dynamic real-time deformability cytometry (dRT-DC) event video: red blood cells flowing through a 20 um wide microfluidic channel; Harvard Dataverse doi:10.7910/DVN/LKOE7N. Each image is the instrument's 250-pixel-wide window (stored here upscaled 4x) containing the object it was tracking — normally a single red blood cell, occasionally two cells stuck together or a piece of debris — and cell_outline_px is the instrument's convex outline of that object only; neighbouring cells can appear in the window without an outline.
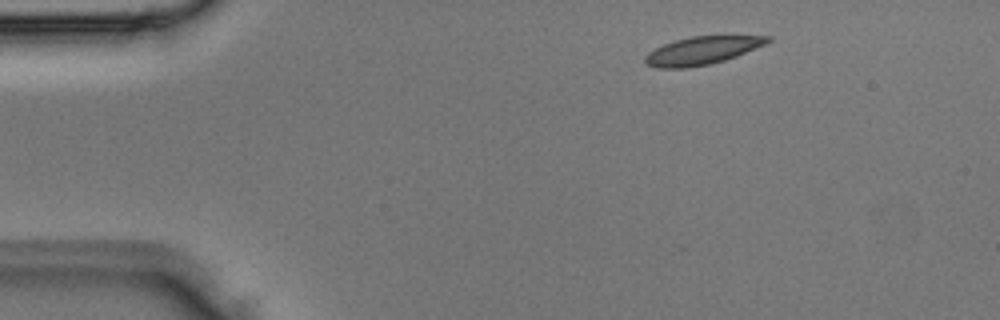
{"species": "Egyptian fruit bat (a non-hibernating species)", "species_latin": "Rousettus aegyptiacus", "temperature_condition": "room temperature", "stored_images_in_passage": 2, "camera_frame_rate_fps": 3000, "um_per_image_px": 0.085, "animal": {"sex": "male"}, "frame": {"image": 1, "passage_image": 1, "time_ms": 0.0, "image_size_px": [1000, 320], "cell_outline_px": [[772, 40], [764, 44], [736, 56], [712, 64], [688, 68], [656, 68], [648, 64], [644, 60], [644, 56], [648, 52], [664, 44], [676, 40], [692, 36], [772, 36]], "centroid_in_image_um": [59.65, 4.31], "position_along_channel_um": 25.3, "area_um2": 19.77}}